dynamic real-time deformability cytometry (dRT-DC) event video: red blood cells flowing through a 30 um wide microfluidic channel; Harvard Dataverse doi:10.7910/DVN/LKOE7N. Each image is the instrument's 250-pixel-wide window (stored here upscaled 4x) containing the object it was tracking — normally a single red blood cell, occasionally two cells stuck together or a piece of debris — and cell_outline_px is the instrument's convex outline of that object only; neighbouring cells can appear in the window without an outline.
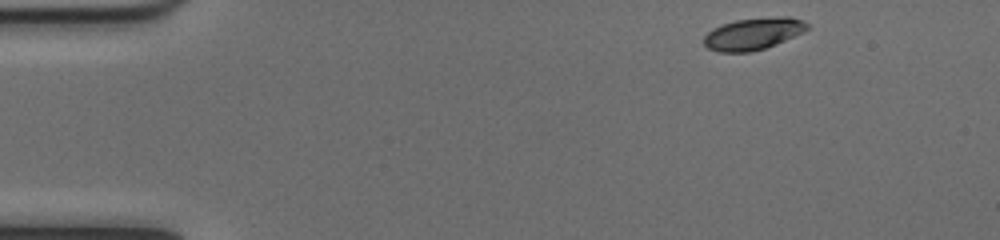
{"species": "common noctule bat (a hibernating species)", "species_latin": "Nyctalus noctula", "temperature_condition": "cold", "stored_images_in_passage": 46, "camera_frame_rate_fps": 3000, "um_per_image_px": 0.085, "animal": {"sex": "female", "body_mass_g": 17.0, "forearm_length_mm": 48.0}, "frame": {"image": 1, "passage_image": 1, "time_ms": 0.0, "image_size_px": [1000, 240], "cell_outline_px": [[808, 28], [804, 32], [764, 48], [752, 52], [720, 52], [708, 48], [704, 44], [704, 36], [712, 28], [736, 20], [780, 16], [792, 16], [808, 24]], "centroid_in_image_um": [64.01, 2.87], "position_along_channel_um": 21.0, "area_um2": 19.02}}
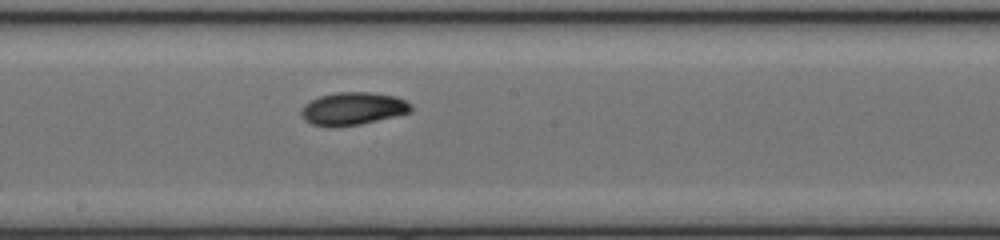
{"frame": {"image": 2, "passage_image": 23, "time_ms": 7.333, "image_size_px": [1000, 240], "cell_outline_px": [[412, 112], [360, 124], [312, 124], [304, 120], [300, 112], [300, 108], [304, 104], [320, 96], [336, 92], [368, 92], [396, 96], [412, 104]], "centroid_in_image_um": [30.03, 9.19], "position_along_channel_um": 218.2, "area_um2": 20.4}}
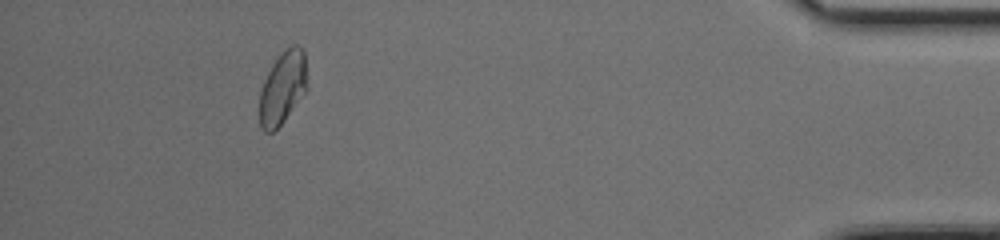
{"frame": {"image": 3, "passage_image": 42, "time_ms": 13.667, "image_size_px": [1000, 240], "cell_outline_px": [[308, 88], [284, 120], [272, 132], [264, 132], [260, 124], [260, 92], [264, 80], [272, 64], [284, 48], [292, 44], [296, 44], [304, 48]], "centroid_in_image_um": [24.05, 7.4], "position_along_channel_um": 411.2, "area_um2": 20.23}, "authors_computed_cell_mechanics": {"area_um2": 20.23, "velocity_mm_per_s": 3.9971, "shape_relaxation_time_tau1_ms": 1.8484, "shape_relaxation_time_tau2_ms": 2.8994, "deformation_change_tau1": 0.1208, "deformation_change_tau2": 0.0615}}